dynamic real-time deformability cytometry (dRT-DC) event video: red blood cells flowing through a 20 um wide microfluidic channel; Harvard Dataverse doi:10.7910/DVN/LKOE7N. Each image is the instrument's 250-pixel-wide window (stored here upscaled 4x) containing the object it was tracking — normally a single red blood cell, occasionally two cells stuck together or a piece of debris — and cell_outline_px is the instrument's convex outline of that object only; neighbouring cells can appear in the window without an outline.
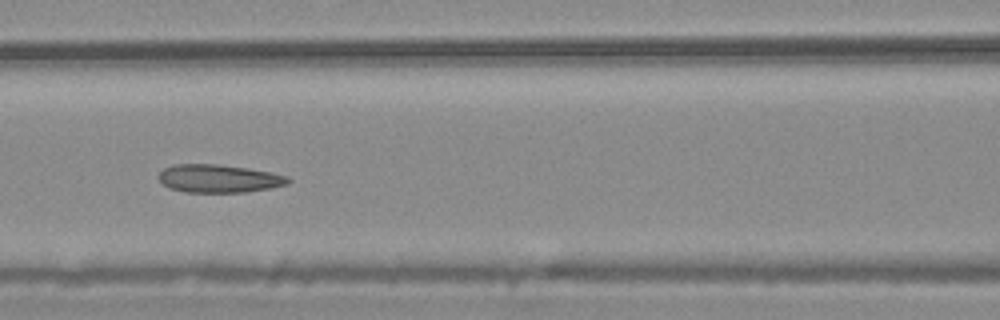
{"species": "common noctule bat (a hibernating species)", "species_latin": "Nyctalus noctula", "temperature_condition": "warm", "stored_images_in_passage": 8, "camera_frame_rate_fps": 3000, "um_per_image_px": 0.085, "animal": {"sex": "male", "body_mass_g": 20.4}, "frame": {"image": 1, "passage_image": 5, "time_ms": 1.333, "image_size_px": [1000, 320], "cell_outline_px": [[292, 180], [288, 184], [268, 188], [244, 192], [184, 192], [168, 188], [156, 176], [164, 168], [172, 164], [220, 164], [248, 168], [272, 172], [288, 176]], "centroid_in_image_um": [18.59, 15.17], "position_along_channel_um": 148.0, "area_um2": 21.33}}
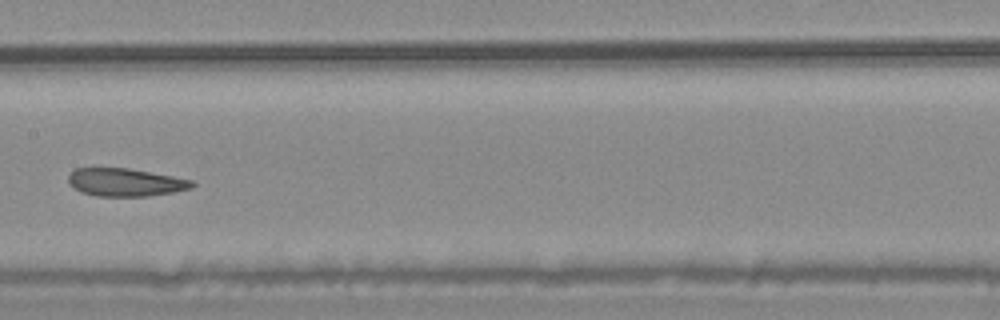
{"frame": {"image": 2, "passage_image": 6, "time_ms": 1.667, "image_size_px": [1000, 320], "cell_outline_px": [[196, 184], [192, 188], [172, 192], [148, 196], [96, 196], [80, 192], [72, 188], [68, 184], [68, 176], [76, 168], [128, 168], [172, 176], [192, 180]], "centroid_in_image_um": [10.62, 15.5], "position_along_channel_um": 196.8, "area_um2": 20.17}}
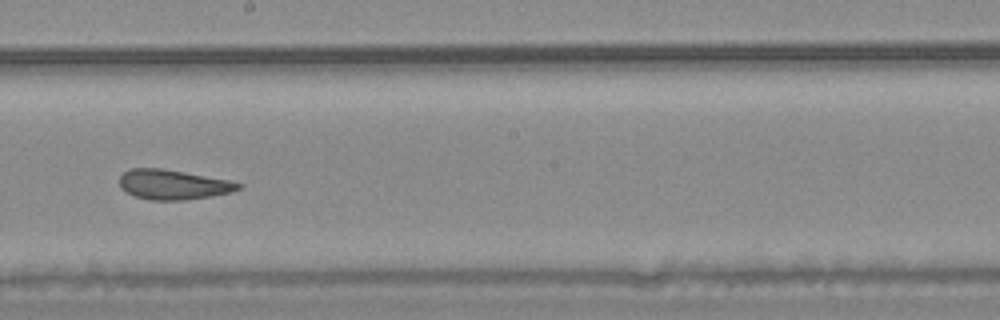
{"frame": {"image": 3, "passage_image": 7, "time_ms": 2.0, "image_size_px": [1000, 320], "cell_outline_px": [[244, 184], [240, 188], [232, 192], [212, 196], [184, 200], [148, 200], [132, 196], [120, 188], [120, 176], [124, 172], [132, 168], [160, 168], [184, 172], [228, 180]], "centroid_in_image_um": [14.69, 15.7], "position_along_channel_um": 233.5, "area_um2": 20.69}}